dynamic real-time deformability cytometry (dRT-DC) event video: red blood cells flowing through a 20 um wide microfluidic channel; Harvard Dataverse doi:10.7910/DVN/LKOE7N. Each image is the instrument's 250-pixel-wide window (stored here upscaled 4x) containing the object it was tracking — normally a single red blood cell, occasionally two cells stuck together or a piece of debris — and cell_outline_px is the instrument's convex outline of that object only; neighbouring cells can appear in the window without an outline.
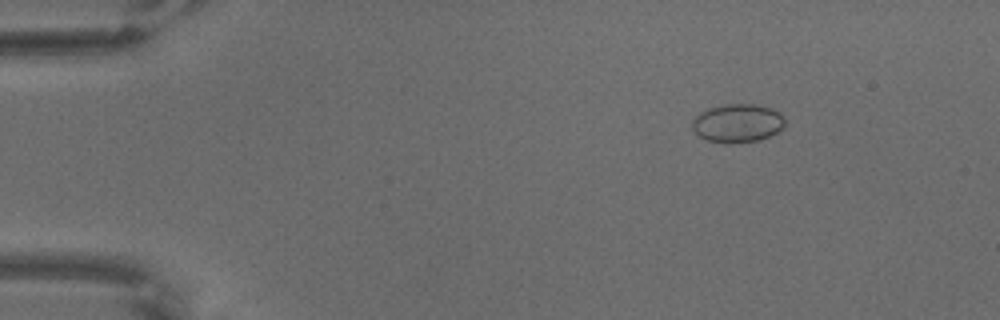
{"species": "common noctule bat (a hibernating species)", "species_latin": "Nyctalus noctula", "temperature_condition": "warm", "stored_images_in_passage": 67, "camera_frame_rate_fps": 3000, "um_per_image_px": 0.085, "animal": {"sex": "male", "body_mass_g": 18.8}, "frame": {"image": 1, "passage_image": 10, "time_ms": 3.0, "image_size_px": [1000, 320], "cell_outline_px": [[784, 128], [768, 136], [756, 140], [724, 144], [704, 140], [696, 136], [692, 128], [692, 120], [700, 112], [708, 108], [724, 104], [756, 104], [772, 108], [780, 112], [784, 116]], "centroid_in_image_um": [62.65, 10.47], "position_along_channel_um": 22.3, "area_um2": 21.1}}
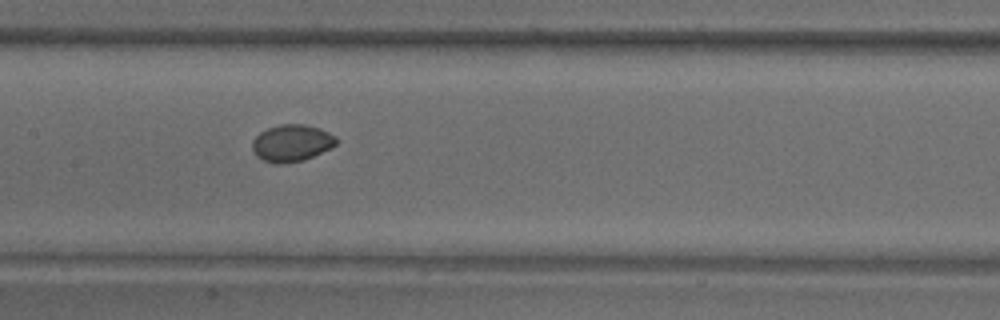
{"frame": {"image": 2, "passage_image": 34, "time_ms": 11.0, "image_size_px": [1000, 320], "cell_outline_px": [[336, 144], [332, 148], [304, 160], [280, 164], [276, 164], [264, 160], [256, 156], [252, 148], [252, 140], [260, 132], [268, 128], [280, 124], [304, 124], [320, 128], [336, 136]], "centroid_in_image_um": [24.79, 12.16], "position_along_channel_um": 182.6, "area_um2": 18.15}}
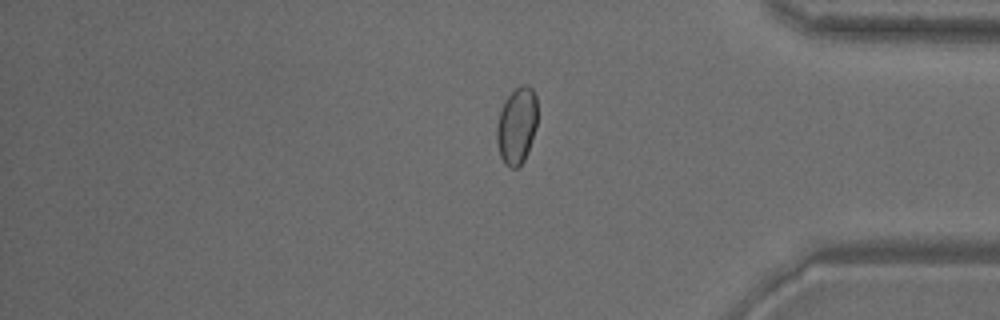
{"frame": {"image": 3, "passage_image": 56, "time_ms": 18.333, "image_size_px": [1000, 320], "cell_outline_px": [[536, 128], [528, 152], [524, 160], [516, 168], [512, 168], [504, 164], [500, 156], [496, 140], [496, 124], [504, 100], [520, 84], [524, 84], [532, 88], [536, 96]], "centroid_in_image_um": [43.91, 10.68], "position_along_channel_um": 391.3, "area_um2": 18.26}}